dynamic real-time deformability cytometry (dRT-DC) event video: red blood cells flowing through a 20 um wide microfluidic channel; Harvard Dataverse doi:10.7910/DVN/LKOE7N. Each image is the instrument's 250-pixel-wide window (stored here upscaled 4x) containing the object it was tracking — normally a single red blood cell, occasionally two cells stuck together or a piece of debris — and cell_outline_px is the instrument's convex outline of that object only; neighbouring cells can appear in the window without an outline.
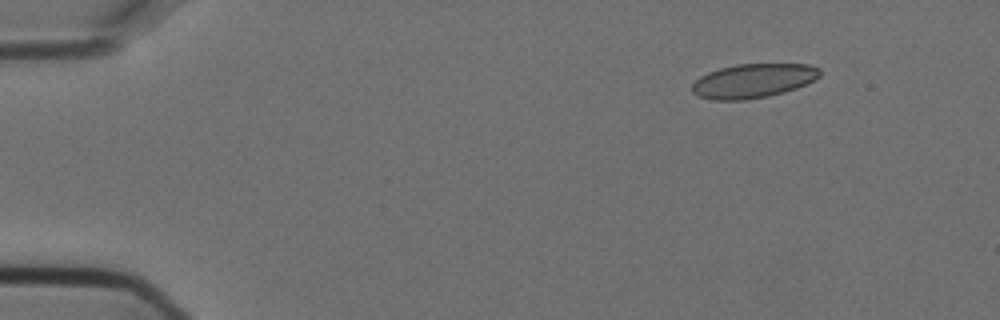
{"species": "Egyptian fruit bat (a non-hibernating species)", "species_latin": "Rousettus aegyptiacus", "temperature_condition": "cold", "stored_images_in_passage": 4, "camera_frame_rate_fps": 3000, "um_per_image_px": 0.085, "animal": {"sex": "female"}, "frame": {"image": 1, "passage_image": 2, "time_ms": 0.333, "image_size_px": [1000, 320], "cell_outline_px": [[820, 76], [816, 80], [808, 84], [784, 92], [768, 96], [744, 100], [712, 100], [696, 96], [692, 92], [692, 84], [700, 76], [708, 72], [720, 68], [736, 64], [808, 64], [820, 68]], "centroid_in_image_um": [64.02, 6.87], "position_along_channel_um": 21.0, "area_um2": 25.66}}